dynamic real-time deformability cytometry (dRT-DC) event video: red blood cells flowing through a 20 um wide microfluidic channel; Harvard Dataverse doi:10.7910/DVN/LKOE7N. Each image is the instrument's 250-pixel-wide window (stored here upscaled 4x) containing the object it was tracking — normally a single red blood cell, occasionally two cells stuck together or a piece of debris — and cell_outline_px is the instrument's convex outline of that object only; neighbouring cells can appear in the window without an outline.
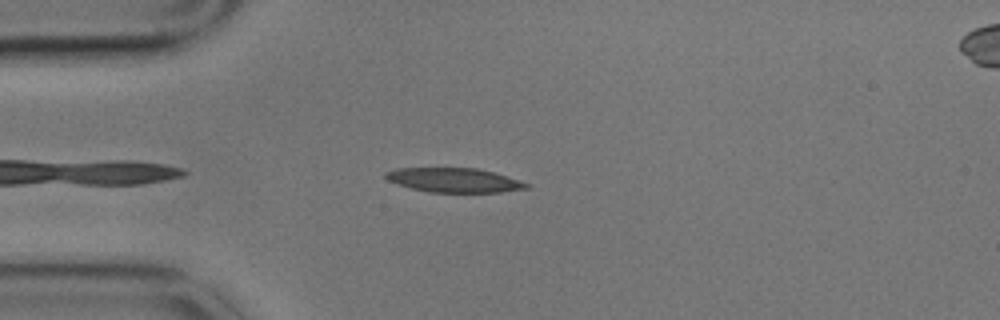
{"species": "common noctule bat (a hibernating species)", "species_latin": "Nyctalus noctula", "temperature_condition": "cold", "stored_images_in_passage": 36, "camera_frame_rate_fps": 3000, "um_per_image_px": 0.085, "animal": {"sex": "male", "body_mass_g": 17.9}, "frame": {"image": 1, "passage_image": 5, "time_ms": 1.333, "image_size_px": [1000, 320], "cell_outline_px": [[532, 184], [528, 188], [500, 192], [432, 192], [412, 188], [388, 180], [384, 176], [384, 172], [396, 168], [476, 168], [492, 172]], "centroid_in_image_um": [38.6, 15.31], "position_along_channel_um": 46.4, "area_um2": 19.71}}
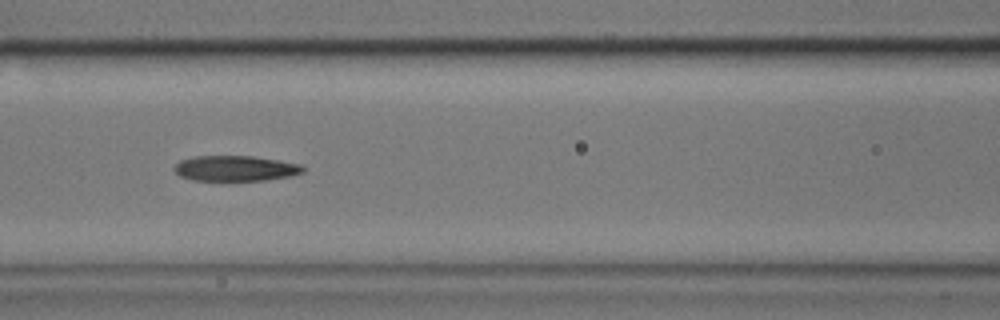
{"frame": {"image": 2, "passage_image": 15, "time_ms": 4.667, "image_size_px": [1000, 320], "cell_outline_px": [[304, 172], [292, 176], [264, 180], [192, 180], [180, 176], [176, 172], [176, 164], [180, 160], [196, 156], [252, 156], [280, 160], [300, 164], [304, 168]], "centroid_in_image_um": [20.05, 14.31], "position_along_channel_um": 146.6, "area_um2": 18.96}}
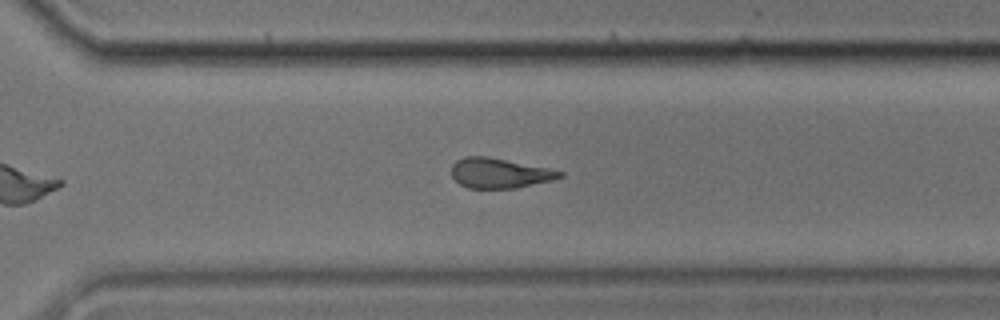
{"frame": {"image": 3, "passage_image": 31, "time_ms": 10.0, "image_size_px": [1000, 320], "cell_outline_px": [[564, 176], [552, 180], [516, 188], [468, 188], [460, 184], [452, 176], [452, 164], [456, 160], [464, 156], [488, 156], [548, 168], [564, 172]], "centroid_in_image_um": [42.45, 14.71], "position_along_channel_um": 328.2, "area_um2": 18.9}, "authors_computed_cell_mechanics": {"area_um2": 19.7965, "velocity_mm_per_s": 3.4101, "shape_relaxation_time_tau1_ms": 8.2231, "shape_relaxation_time_tau2_ms": 3.9217, "deformation_change_tau1": 0.2161, "deformation_change_tau2": 0.1379}}